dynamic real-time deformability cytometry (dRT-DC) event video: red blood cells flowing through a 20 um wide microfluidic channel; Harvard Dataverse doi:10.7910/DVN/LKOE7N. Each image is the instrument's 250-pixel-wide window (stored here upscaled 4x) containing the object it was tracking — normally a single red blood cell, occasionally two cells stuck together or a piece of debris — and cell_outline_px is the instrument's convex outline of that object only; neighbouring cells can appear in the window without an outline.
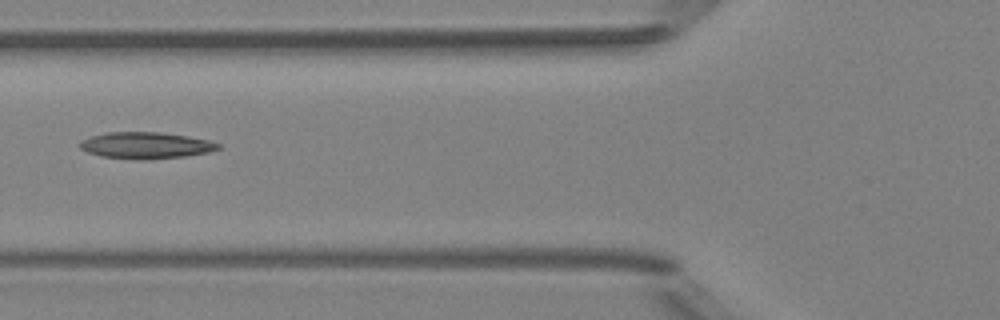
{"species": "Egyptian fruit bat (a non-hibernating species)", "species_latin": "Rousettus aegyptiacus", "temperature_condition": "room temperature", "stored_images_in_passage": 6, "camera_frame_rate_fps": 3000, "um_per_image_px": 0.085, "animal": {"sex": "female"}, "frame": {"image": 1, "passage_image": 6, "time_ms": 5.667, "image_size_px": [1000, 320], "cell_outline_px": [[220, 148], [212, 152], [184, 156], [144, 160], [136, 160], [100, 156], [88, 152], [80, 148], [80, 140], [92, 136], [108, 132], [160, 132], [188, 136], [208, 140], [220, 144]], "centroid_in_image_um": [12.4, 12.36], "position_along_channel_um": 113.4, "area_um2": 21.44}}